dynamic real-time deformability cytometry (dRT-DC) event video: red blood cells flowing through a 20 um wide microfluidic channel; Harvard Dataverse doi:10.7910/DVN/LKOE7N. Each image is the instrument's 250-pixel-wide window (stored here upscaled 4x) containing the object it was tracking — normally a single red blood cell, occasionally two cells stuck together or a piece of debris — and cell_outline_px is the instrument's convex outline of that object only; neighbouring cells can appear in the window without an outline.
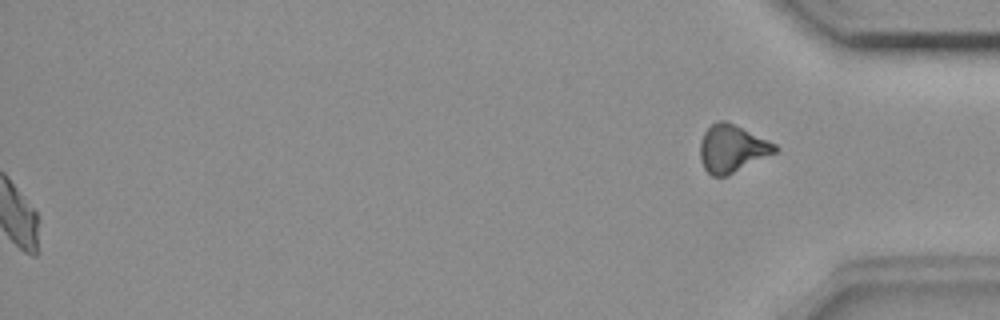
{"species": "common noctule bat (a hibernating species)", "species_latin": "Nyctalus noctula", "temperature_condition": "room temperature", "stored_images_in_passage": 57, "segment_of_instrument_passage": [2, 2], "camera_frame_rate_fps": 3000, "um_per_image_px": 0.085, "animal": {"sex": "female", "body_mass_g": 18.4}, "frame": {"image": 1, "passage_image": 57, "time_ms": 18.667, "image_size_px": [1000, 320], "cell_outline_px": [[780, 148], [776, 152], [728, 176], [712, 176], [704, 168], [700, 160], [700, 140], [704, 132], [712, 124], [720, 120], [724, 120], [768, 140], [776, 144]], "centroid_in_image_um": [62.21, 12.65], "position_along_channel_um": 373.0, "area_um2": 20.63}}